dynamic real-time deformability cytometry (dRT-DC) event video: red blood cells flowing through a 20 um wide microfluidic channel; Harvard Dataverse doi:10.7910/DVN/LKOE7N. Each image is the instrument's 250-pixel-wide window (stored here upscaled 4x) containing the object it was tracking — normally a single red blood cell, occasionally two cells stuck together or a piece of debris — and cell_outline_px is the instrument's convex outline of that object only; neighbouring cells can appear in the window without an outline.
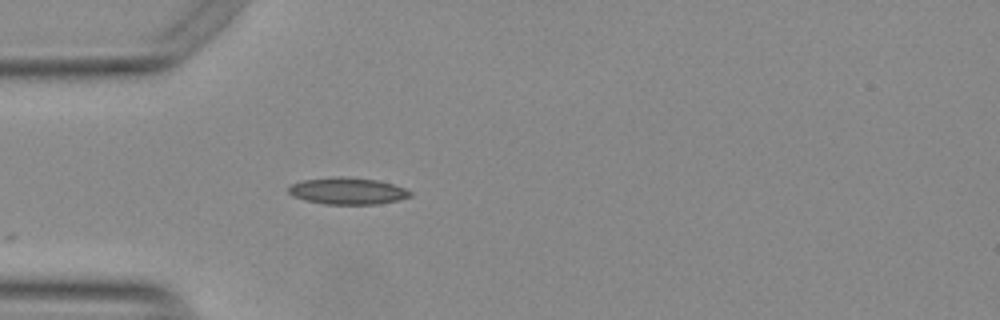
{"species": "Egyptian fruit bat (a non-hibernating species)", "species_latin": "Rousettus aegyptiacus", "temperature_condition": "warm", "stored_images_in_passage": 9, "camera_frame_rate_fps": 3000, "um_per_image_px": 0.085, "animal": {"sex": "female"}, "frame": {"image": 1, "passage_image": 1, "time_ms": 0.0, "image_size_px": [1000, 320], "cell_outline_px": [[412, 196], [396, 200], [376, 204], [324, 204], [292, 196], [288, 192], [288, 188], [292, 184], [304, 180], [336, 176], [340, 176], [376, 180], [392, 184], [404, 188], [412, 192]], "centroid_in_image_um": [29.53, 16.23], "position_along_channel_um": 55.5, "area_um2": 18.73}}
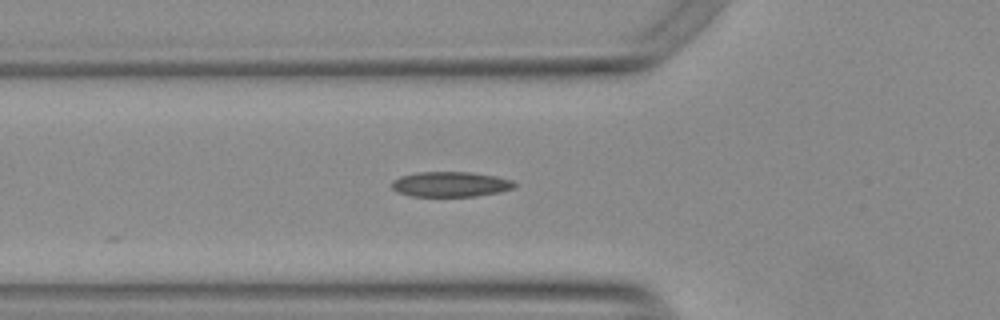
{"frame": {"image": 2, "passage_image": 4, "time_ms": 1.0, "image_size_px": [1000, 320], "cell_outline_px": [[516, 184], [512, 188], [496, 192], [476, 196], [412, 196], [400, 192], [392, 188], [392, 180], [400, 176], [416, 172], [472, 172], [496, 176], [512, 180]], "centroid_in_image_um": [38.27, 15.65], "position_along_channel_um": 87.5, "area_um2": 17.8}}
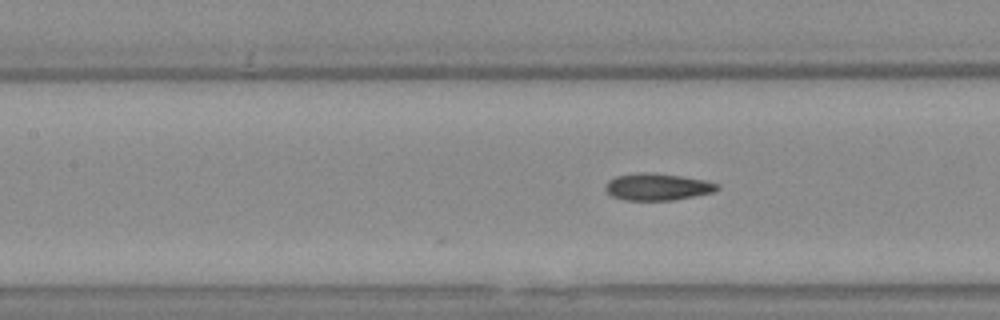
{"frame": {"image": 3, "passage_image": 9, "time_ms": 2.667, "image_size_px": [1000, 320], "cell_outline_px": [[720, 188], [712, 192], [692, 196], [668, 200], [624, 200], [612, 196], [604, 188], [608, 180], [616, 176], [640, 172], [652, 172], [680, 176], [704, 180], [720, 184]], "centroid_in_image_um": [55.85, 15.87], "position_along_channel_um": 151.5, "area_um2": 17.4}}